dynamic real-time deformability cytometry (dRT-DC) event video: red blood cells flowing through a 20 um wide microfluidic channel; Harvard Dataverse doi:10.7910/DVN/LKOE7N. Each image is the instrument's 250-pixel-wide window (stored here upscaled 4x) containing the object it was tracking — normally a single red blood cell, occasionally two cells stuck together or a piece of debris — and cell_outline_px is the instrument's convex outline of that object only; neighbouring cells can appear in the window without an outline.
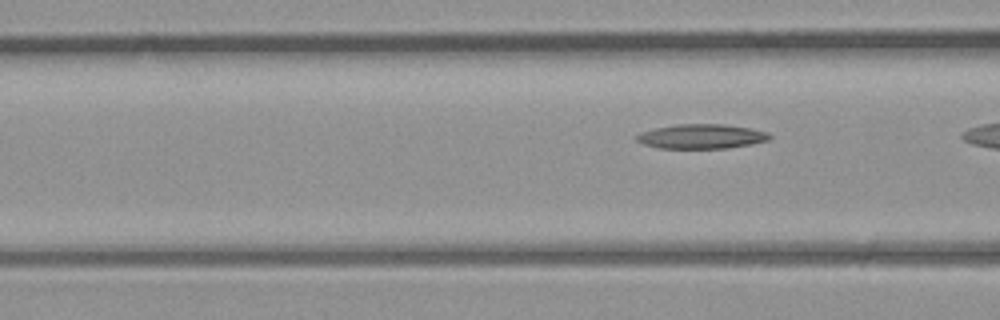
{"species": "common noctule bat (a hibernating species)", "species_latin": "Nyctalus noctula", "temperature_condition": "room temperature", "stored_images_in_passage": 6, "camera_frame_rate_fps": 3000, "um_per_image_px": 0.085, "animal": {"sex": "male", "body_mass_g": 23.1, "forearm_length_mm": 52.7}, "frame": {"image": 1, "passage_image": 6, "time_ms": 6.667, "image_size_px": [1000, 320], "cell_outline_px": [[772, 136], [768, 140], [752, 144], [728, 148], [656, 148], [644, 144], [636, 140], [636, 136], [640, 132], [656, 128], [676, 124], [724, 124], [752, 128], [768, 132]], "centroid_in_image_um": [59.64, 11.59], "position_along_channel_um": 107.0, "area_um2": 19.07}}